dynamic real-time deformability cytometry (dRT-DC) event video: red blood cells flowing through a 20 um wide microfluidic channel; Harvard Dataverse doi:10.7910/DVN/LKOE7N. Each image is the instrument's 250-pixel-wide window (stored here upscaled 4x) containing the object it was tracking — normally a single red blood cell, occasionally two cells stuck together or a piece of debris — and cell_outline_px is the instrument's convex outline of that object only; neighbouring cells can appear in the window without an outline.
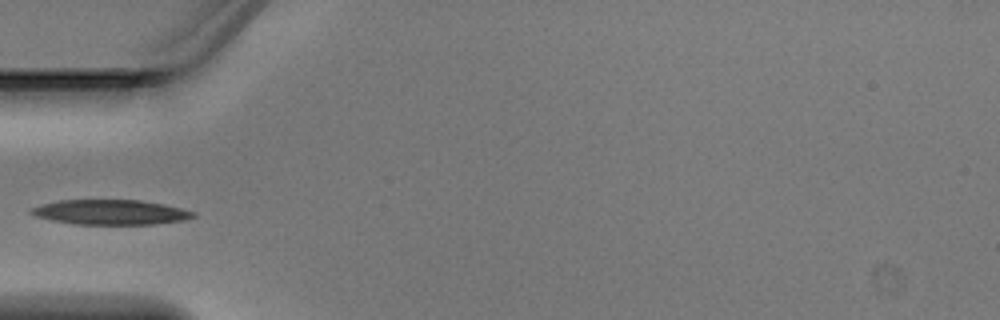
{"species": "Egyptian fruit bat (a non-hibernating species)", "species_latin": "Rousettus aegyptiacus", "temperature_condition": "warm", "stored_images_in_passage": 4, "camera_frame_rate_fps": 3000, "um_per_image_px": 0.085, "animal": {"sex": "male"}, "frame": {"image": 1, "passage_image": 3, "time_ms": 0.667, "image_size_px": [1000, 320], "cell_outline_px": [[196, 216], [184, 220], [156, 224], [72, 224], [52, 220], [36, 216], [28, 212], [28, 208], [40, 204], [60, 200], [140, 200], [164, 204], [196, 212]], "centroid_in_image_um": [9.37, 18.03], "position_along_channel_um": 75.6, "area_um2": 23.64}}
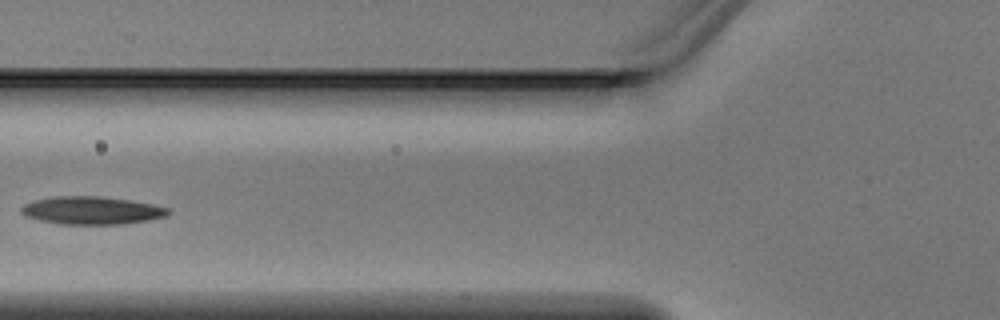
{"frame": {"image": 2, "passage_image": 4, "time_ms": 1.0, "image_size_px": [1000, 320], "cell_outline_px": [[172, 212], [164, 216], [148, 220], [124, 224], [60, 224], [40, 220], [24, 216], [20, 212], [20, 208], [24, 204], [32, 200], [52, 196], [100, 196], [132, 200], [172, 208]], "centroid_in_image_um": [7.79, 17.88], "position_along_channel_um": 118.0, "area_um2": 24.16}}